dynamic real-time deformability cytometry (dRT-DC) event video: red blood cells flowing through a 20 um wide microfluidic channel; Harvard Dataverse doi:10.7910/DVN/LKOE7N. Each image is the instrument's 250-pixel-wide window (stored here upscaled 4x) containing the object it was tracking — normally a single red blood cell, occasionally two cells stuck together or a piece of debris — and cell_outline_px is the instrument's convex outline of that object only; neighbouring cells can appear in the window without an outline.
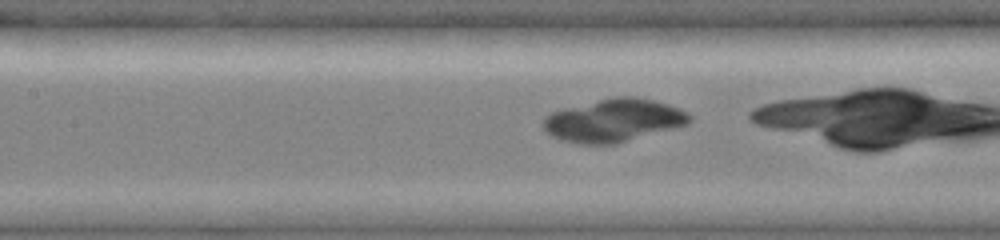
{"species": "common noctule bat (a hibernating species)", "species_latin": "Nyctalus noctula", "temperature_condition": "cold", "stored_images_in_passage": 37, "camera_frame_rate_fps": 3000, "um_per_image_px": 0.085, "animal": {"sex": "female", "body_mass_g": 19.0, "forearm_length_mm": 51.5}, "frame": {"image": 1, "passage_image": 18, "time_ms": 5.667, "image_size_px": [1000, 240], "cell_outline_px": [[692, 120], [688, 124], [616, 144], [580, 144], [560, 140], [552, 136], [544, 128], [544, 120], [552, 112], [564, 108], [616, 96], [636, 96], [668, 104], [680, 108], [688, 112], [692, 116]], "centroid_in_image_um": [52.21, 10.23], "position_along_channel_um": 155.2, "area_um2": 36.41}}